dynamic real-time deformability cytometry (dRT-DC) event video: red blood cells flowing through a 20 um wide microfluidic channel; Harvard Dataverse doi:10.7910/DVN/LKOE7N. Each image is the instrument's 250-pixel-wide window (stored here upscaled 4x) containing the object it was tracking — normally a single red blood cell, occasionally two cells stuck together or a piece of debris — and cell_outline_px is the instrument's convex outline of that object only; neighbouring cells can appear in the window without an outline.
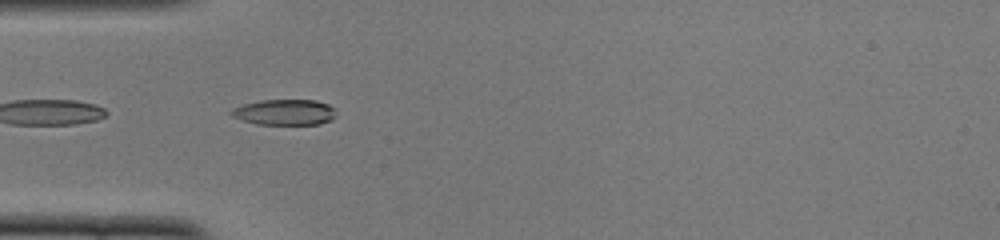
{"species": "common noctule bat (a hibernating species)", "species_latin": "Nyctalus noctula", "temperature_condition": "cold", "stored_images_in_passage": 43, "camera_frame_rate_fps": 3000, "um_per_image_px": 0.085, "animal": {"sex": "female", "body_mass_g": 22.0, "forearm_length_mm": 56.7}, "frame": {"image": 1, "passage_image": 7, "time_ms": 2.0, "image_size_px": [1000, 240], "cell_outline_px": [[336, 116], [332, 120], [320, 124], [256, 124], [232, 116], [228, 112], [232, 108], [244, 104], [260, 100], [316, 100], [328, 104], [336, 108]], "centroid_in_image_um": [24.23, 9.53], "position_along_channel_um": 60.8, "area_um2": 15.84}}
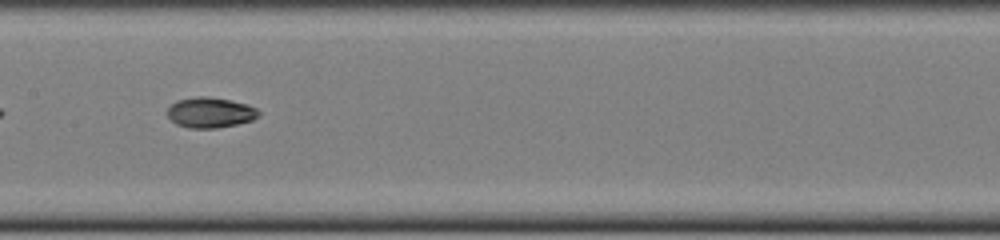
{"frame": {"image": 2, "passage_image": 17, "time_ms": 5.333, "image_size_px": [1000, 240], "cell_outline_px": [[260, 112], [252, 120], [236, 124], [216, 128], [188, 128], [176, 124], [168, 116], [168, 108], [176, 100], [196, 96], [208, 96], [248, 104], [256, 108]], "centroid_in_image_um": [17.85, 9.56], "position_along_channel_um": 189.6, "area_um2": 16.07}}
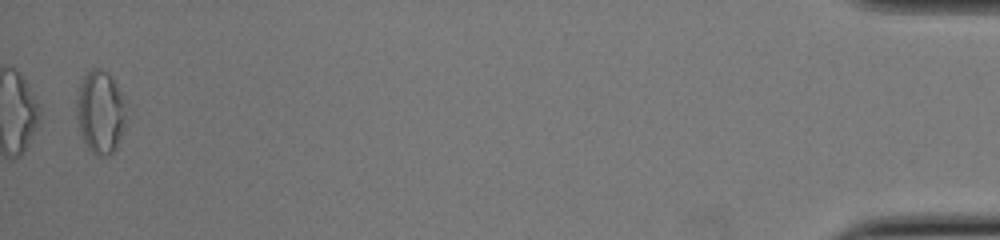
{"frame": {"image": 3, "passage_image": 42, "time_ms": 13.667, "image_size_px": [1000, 240], "cell_outline_px": [[124, 124], [116, 148], [108, 156], [96, 156], [88, 148], [84, 140], [80, 128], [76, 108], [76, 100], [80, 84], [84, 76], [92, 68], [100, 68], [108, 72], [120, 96], [124, 116]], "centroid_in_image_um": [8.48, 9.54], "position_along_channel_um": 426.7, "area_um2": 22.95}, "authors_computed_cell_mechanics": {"area_um2": 15.9528, "velocity_mm_per_s": 3.9089, "shape_relaxation_time_tau1_ms": 7.084, "shape_relaxation_time_tau2_ms": 2.1533, "deformation_change_tau1": 0.2381, "deformation_change_tau2": 0.0533}}